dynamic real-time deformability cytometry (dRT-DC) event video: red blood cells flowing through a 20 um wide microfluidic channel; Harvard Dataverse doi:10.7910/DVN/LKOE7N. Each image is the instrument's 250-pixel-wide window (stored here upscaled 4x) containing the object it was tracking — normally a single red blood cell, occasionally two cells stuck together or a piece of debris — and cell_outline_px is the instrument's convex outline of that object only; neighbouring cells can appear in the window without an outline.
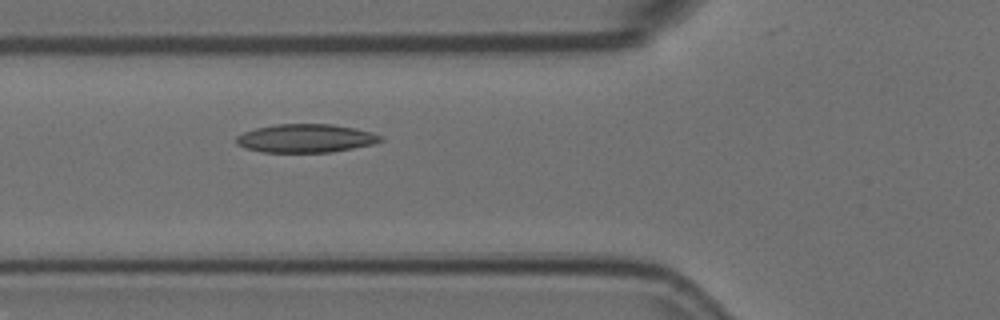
{"species": "Egyptian fruit bat (a non-hibernating species)", "species_latin": "Rousettus aegyptiacus", "temperature_condition": "room temperature", "stored_images_in_passage": 3, "camera_frame_rate_fps": 3000, "um_per_image_px": 0.085, "animal": {"sex": "female"}, "frame": {"image": 1, "passage_image": 3, "time_ms": 0.667, "image_size_px": [1000, 320], "cell_outline_px": [[384, 140], [372, 144], [332, 152], [260, 152], [236, 144], [236, 136], [244, 132], [256, 128], [276, 124], [332, 124], [356, 128], [372, 132], [384, 136]], "centroid_in_image_um": [26.01, 11.75], "position_along_channel_um": 99.8, "area_um2": 23.93}}